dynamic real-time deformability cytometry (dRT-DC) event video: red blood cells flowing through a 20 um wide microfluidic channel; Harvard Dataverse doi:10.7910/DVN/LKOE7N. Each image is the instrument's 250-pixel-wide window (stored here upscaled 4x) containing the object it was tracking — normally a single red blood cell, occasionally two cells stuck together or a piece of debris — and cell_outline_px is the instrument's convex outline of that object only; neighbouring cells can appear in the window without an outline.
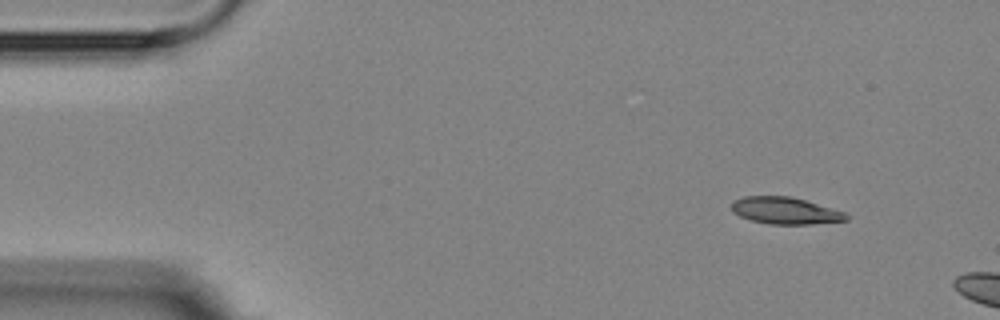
{"species": "Egyptian fruit bat (a non-hibernating species)", "species_latin": "Rousettus aegyptiacus", "temperature_condition": "room temperature", "stored_images_in_passage": 3, "camera_frame_rate_fps": 3000, "um_per_image_px": 0.085, "animal": {"sex": "female"}, "frame": {"image": 1, "passage_image": 1, "time_ms": 0.0, "image_size_px": [1000, 320], "cell_outline_px": [[848, 220], [812, 224], [768, 224], [752, 220], [740, 216], [732, 212], [732, 200], [744, 196], [792, 196], [844, 212], [848, 216]], "centroid_in_image_um": [66.71, 17.9], "position_along_channel_um": 18.3, "area_um2": 17.92}}